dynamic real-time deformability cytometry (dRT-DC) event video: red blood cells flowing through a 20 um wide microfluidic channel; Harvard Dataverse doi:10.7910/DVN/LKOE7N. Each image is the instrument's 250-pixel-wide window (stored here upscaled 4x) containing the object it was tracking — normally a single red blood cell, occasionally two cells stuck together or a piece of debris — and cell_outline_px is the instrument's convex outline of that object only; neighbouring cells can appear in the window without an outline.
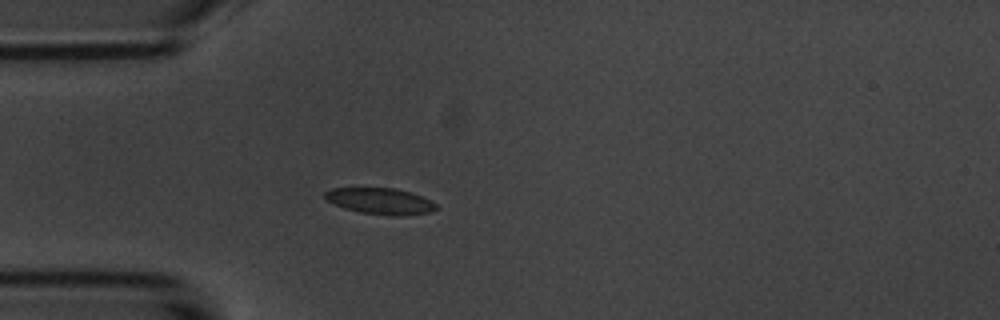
{"species": "common noctule bat (a hibernating species)", "species_latin": "Nyctalus noctula", "temperature_condition": "room temperature", "stored_images_in_passage": 1, "camera_frame_rate_fps": 3000, "um_per_image_px": 0.085, "animal": {"sex": "male", "body_mass_g": 20.1, "forearm_length_mm": 53.5}, "frame": {"image": 1, "passage_image": 1, "time_ms": 0.0, "image_size_px": [1000, 320], "cell_outline_px": [[436, 208], [432, 212], [404, 216], [392, 216], [360, 212], [344, 208], [324, 200], [324, 192], [332, 188], [396, 188], [412, 192], [436, 204]], "centroid_in_image_um": [32.29, 17.1], "position_along_channel_um": 52.7, "area_um2": 17.11}}